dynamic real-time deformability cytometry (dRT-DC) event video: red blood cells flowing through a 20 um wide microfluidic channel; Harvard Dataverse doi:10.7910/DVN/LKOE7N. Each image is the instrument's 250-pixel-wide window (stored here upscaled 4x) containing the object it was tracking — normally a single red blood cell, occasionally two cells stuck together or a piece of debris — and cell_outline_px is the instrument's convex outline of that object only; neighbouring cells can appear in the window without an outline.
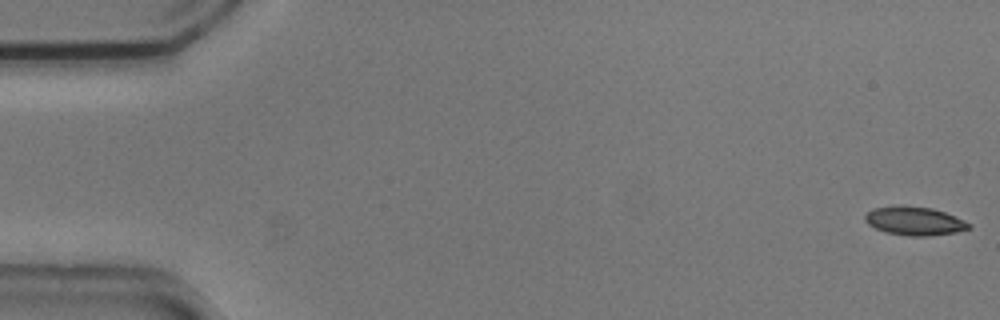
{"species": "common noctule bat (a hibernating species)", "species_latin": "Nyctalus noctula", "temperature_condition": "cold", "stored_images_in_passage": 54, "camera_frame_rate_fps": 3000, "um_per_image_px": 0.085, "animal": {"sex": "male", "body_mass_g": 20.5, "forearm_length_mm": 52.5}, "frame": {"image": 1, "passage_image": 1, "time_ms": 0.0, "image_size_px": [1000, 320], "cell_outline_px": [[972, 228], [956, 232], [928, 236], [908, 236], [884, 232], [868, 224], [864, 220], [864, 216], [872, 208], [896, 204], [904, 204], [932, 208], [944, 212], [964, 220], [972, 224]], "centroid_in_image_um": [77.71, 18.76], "position_along_channel_um": 7.3, "area_um2": 17.69}}
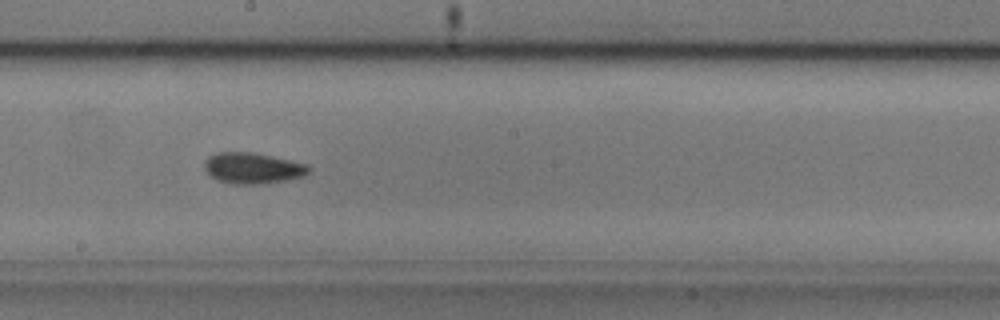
{"frame": {"image": 2, "passage_image": 30, "time_ms": 9.667, "image_size_px": [1000, 320], "cell_outline_px": [[312, 168], [304, 176], [264, 184], [232, 184], [216, 180], [204, 168], [204, 160], [208, 156], [216, 152], [252, 152], [272, 156], [308, 164]], "centroid_in_image_um": [21.47, 14.29], "position_along_channel_um": 226.7, "area_um2": 18.96}}
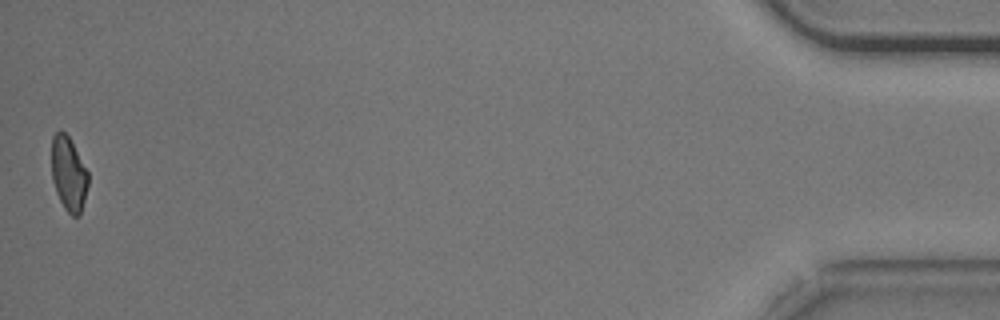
{"frame": {"image": 3, "passage_image": 54, "time_ms": 17.667, "image_size_px": [1000, 320], "cell_outline_px": [[88, 184], [80, 216], [72, 216], [64, 208], [56, 192], [52, 180], [52, 136], [60, 128], [68, 136], [88, 172]], "centroid_in_image_um": [5.82, 14.78], "position_along_channel_um": 429.4, "area_um2": 15.72}, "authors_computed_cell_mechanics": {"area_um2": 17.4267, "velocity_mm_per_s": 3.7242, "shape_relaxation_time_tau1_ms": 3.4239, "shape_relaxation_time_tau2_ms": 4.5362, "deformation_change_tau1": 0.1212, "deformation_change_tau2": 0.1035}}